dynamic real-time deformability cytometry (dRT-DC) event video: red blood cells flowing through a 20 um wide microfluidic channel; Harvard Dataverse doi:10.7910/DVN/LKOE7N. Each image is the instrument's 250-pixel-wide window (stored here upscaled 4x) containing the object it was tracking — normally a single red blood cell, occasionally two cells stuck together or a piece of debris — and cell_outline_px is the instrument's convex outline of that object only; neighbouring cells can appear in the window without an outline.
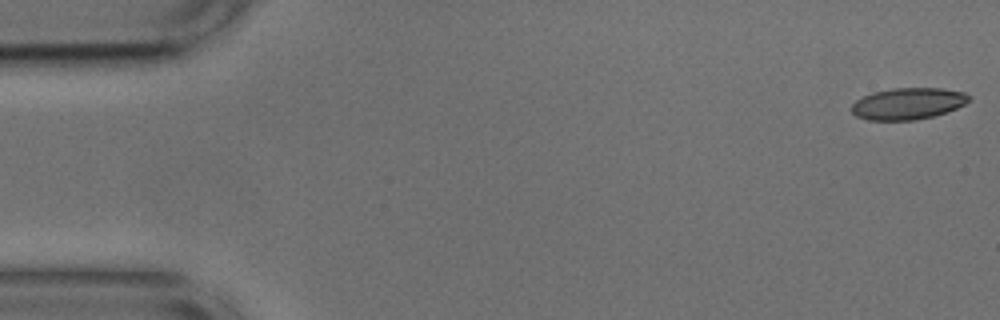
{"species": "common noctule bat (a hibernating species)", "species_latin": "Nyctalus noctula", "temperature_condition": "cold", "stored_images_in_passage": 34, "camera_frame_rate_fps": 3000, "um_per_image_px": 0.085, "animal": {"sex": "male", "body_mass_g": 17.9, "forearm_length_mm": 54.2}, "frame": {"image": 1, "passage_image": 1, "time_ms": 0.0, "image_size_px": [1000, 320], "cell_outline_px": [[972, 100], [948, 112], [916, 120], [868, 120], [856, 116], [852, 112], [852, 104], [856, 100], [872, 92], [892, 88], [944, 88], [964, 92], [972, 96]], "centroid_in_image_um": [77.21, 8.8], "position_along_channel_um": 7.8, "area_um2": 21.79}}
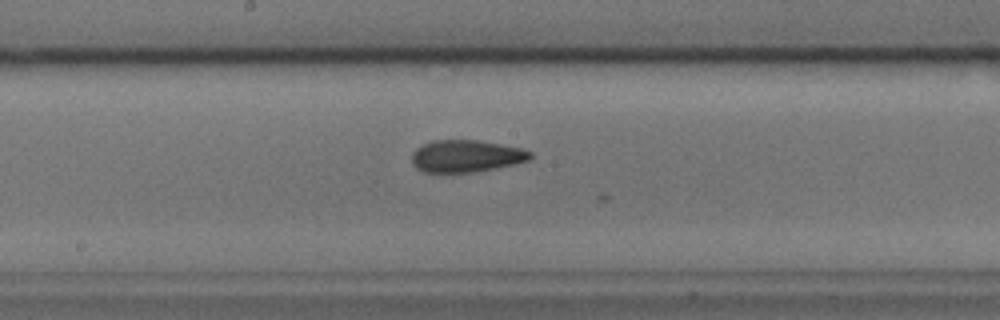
{"frame": {"image": 2, "passage_image": 27, "time_ms": 8.667, "image_size_px": [1000, 320], "cell_outline_px": [[532, 156], [528, 160], [516, 164], [496, 168], [472, 172], [424, 172], [416, 168], [412, 164], [412, 152], [420, 144], [432, 140], [476, 140], [524, 148], [532, 152]], "centroid_in_image_um": [39.61, 13.26], "position_along_channel_um": 208.6, "area_um2": 22.37}}
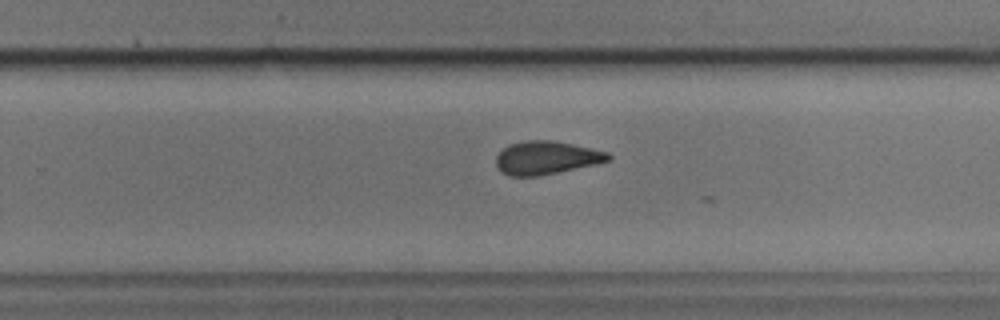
{"frame": {"image": 3, "passage_image": 33, "time_ms": 10.667, "image_size_px": [1000, 320], "cell_outline_px": [[612, 160], [596, 164], [536, 176], [508, 176], [500, 172], [496, 168], [496, 156], [508, 144], [528, 140], [552, 140], [572, 144], [608, 152], [612, 156]], "centroid_in_image_um": [46.41, 13.41], "position_along_channel_um": 283.4, "area_um2": 21.73}}